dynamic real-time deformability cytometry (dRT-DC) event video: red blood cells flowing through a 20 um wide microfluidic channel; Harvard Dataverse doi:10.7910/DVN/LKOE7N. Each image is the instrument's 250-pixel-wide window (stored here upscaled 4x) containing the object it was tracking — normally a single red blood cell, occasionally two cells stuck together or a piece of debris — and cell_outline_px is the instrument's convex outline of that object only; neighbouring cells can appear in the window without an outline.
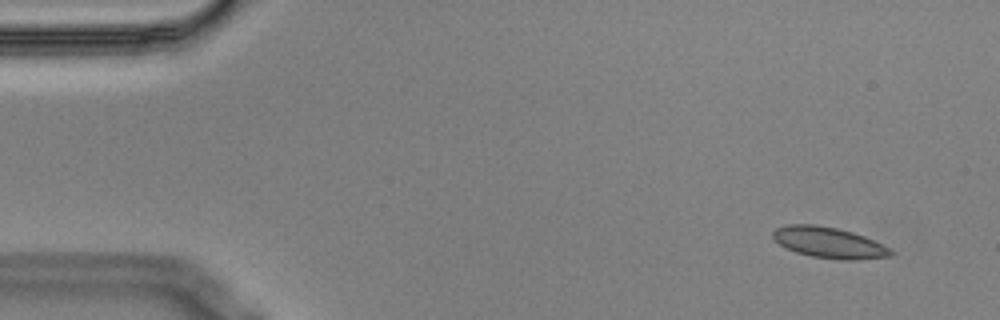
{"species": "Egyptian fruit bat (a non-hibernating species)", "species_latin": "Rousettus aegyptiacus", "temperature_condition": "cold", "stored_images_in_passage": 10, "camera_frame_rate_fps": 3000, "um_per_image_px": 0.085, "animal": {"sex": "male"}, "frame": {"image": 1, "passage_image": 1, "time_ms": 0.0, "image_size_px": [1000, 320], "cell_outline_px": [[892, 256], [856, 260], [840, 260], [812, 256], [796, 252], [780, 244], [772, 236], [772, 232], [776, 228], [788, 224], [816, 224], [836, 228], [852, 232], [864, 236], [888, 248], [892, 252]], "centroid_in_image_um": [70.43, 20.62], "position_along_channel_um": 14.6, "area_um2": 20.98}}